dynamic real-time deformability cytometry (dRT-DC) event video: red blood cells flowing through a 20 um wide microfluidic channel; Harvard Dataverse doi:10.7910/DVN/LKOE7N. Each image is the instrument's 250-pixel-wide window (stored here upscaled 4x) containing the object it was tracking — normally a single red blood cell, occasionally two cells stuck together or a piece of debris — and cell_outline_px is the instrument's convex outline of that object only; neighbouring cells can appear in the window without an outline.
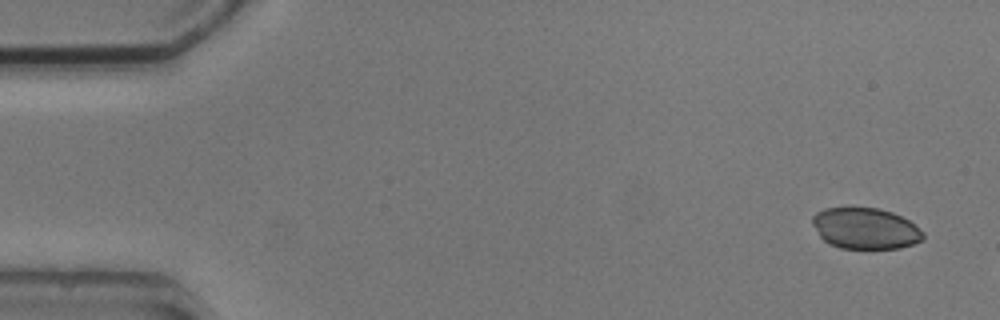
{"species": "common noctule bat (a hibernating species)", "species_latin": "Nyctalus noctula", "temperature_condition": "cold", "stored_images_in_passage": 3, "camera_frame_rate_fps": 3000, "um_per_image_px": 0.085, "animal": {"sex": "male", "body_mass_g": 20.5, "forearm_length_mm": 52.5}, "frame": {"image": 1, "passage_image": 1, "time_ms": 0.0, "image_size_px": [1000, 320], "cell_outline_px": [[924, 240], [900, 248], [840, 248], [828, 244], [820, 236], [812, 224], [812, 216], [816, 212], [824, 208], [852, 204], [880, 208], [892, 212], [916, 224], [924, 232]], "centroid_in_image_um": [73.53, 19.36], "position_along_channel_um": 11.5, "area_um2": 27.46}}